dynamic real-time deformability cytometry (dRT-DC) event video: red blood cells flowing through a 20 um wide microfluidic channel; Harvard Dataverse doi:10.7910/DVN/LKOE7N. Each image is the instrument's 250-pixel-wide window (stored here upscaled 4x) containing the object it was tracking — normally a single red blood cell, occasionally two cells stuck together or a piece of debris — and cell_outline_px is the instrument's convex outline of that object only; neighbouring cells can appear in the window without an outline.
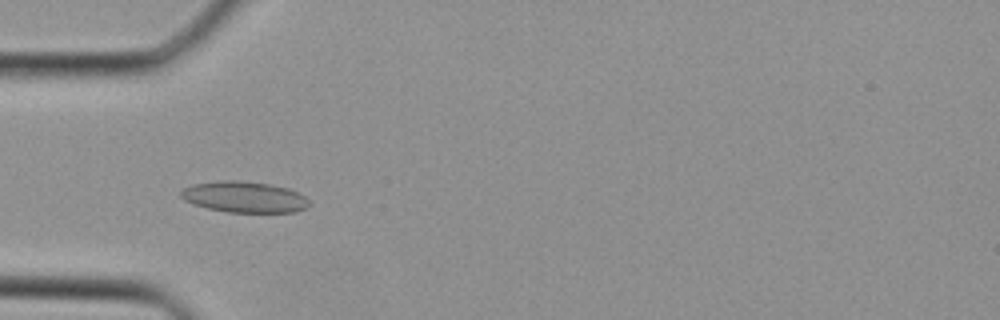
{"species": "Egyptian fruit bat (a non-hibernating species)", "species_latin": "Rousettus aegyptiacus", "temperature_condition": "cold", "stored_images_in_passage": 38, "camera_frame_rate_fps": 3000, "um_per_image_px": 0.085, "animal": {"sex": "female"}, "frame": {"image": 1, "passage_image": 11, "time_ms": 3.333, "image_size_px": [1000, 320], "cell_outline_px": [[308, 204], [304, 208], [296, 212], [228, 212], [208, 208], [192, 204], [184, 200], [180, 196], [180, 192], [184, 188], [192, 184], [220, 180], [236, 180], [268, 184], [288, 188], [304, 196], [308, 200]], "centroid_in_image_um": [20.71, 16.74], "position_along_channel_um": 64.3, "area_um2": 23.06}}
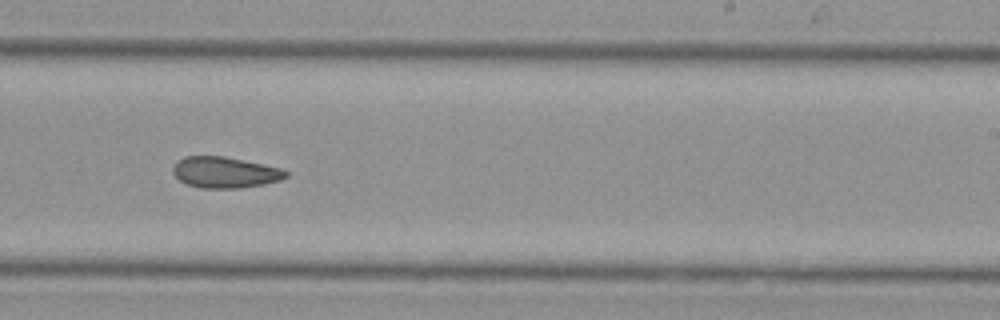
{"frame": {"image": 2, "passage_image": 23, "time_ms": 7.333, "image_size_px": [1000, 320], "cell_outline_px": [[288, 176], [280, 180], [264, 184], [240, 188], [200, 188], [188, 184], [180, 180], [172, 172], [172, 168], [176, 160], [184, 156], [224, 156], [280, 168], [288, 172]], "centroid_in_image_um": [19.09, 14.65], "position_along_channel_um": 269.9, "area_um2": 20.4}}
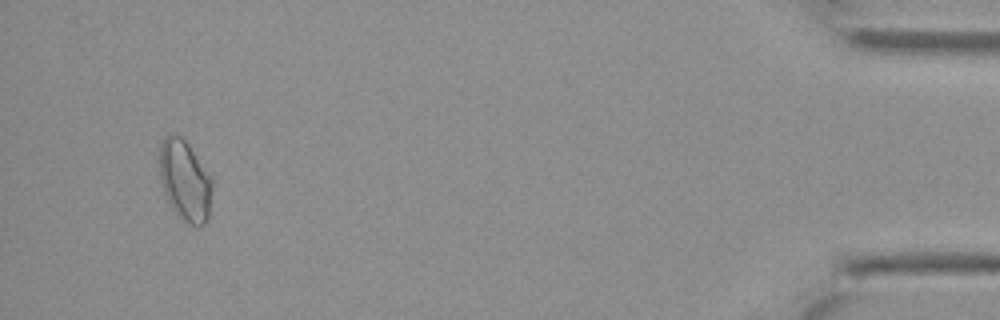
{"frame": {"image": 3, "passage_image": 36, "time_ms": 11.667, "image_size_px": [1000, 320], "cell_outline_px": [[212, 188], [208, 220], [200, 228], [196, 228], [188, 224], [176, 216], [164, 192], [160, 180], [160, 144], [164, 136], [168, 132], [176, 132], [188, 144], [212, 180]], "centroid_in_image_um": [15.7, 15.38], "position_along_channel_um": 419.5, "area_um2": 25.03}}